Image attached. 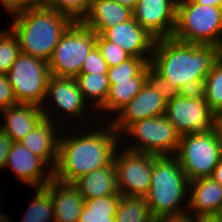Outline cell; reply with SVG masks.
I'll return each instance as SVG.
<instances>
[{
	"label": "cell",
	"mask_w": 222,
	"mask_h": 222,
	"mask_svg": "<svg viewBox=\"0 0 222 222\" xmlns=\"http://www.w3.org/2000/svg\"><path fill=\"white\" fill-rule=\"evenodd\" d=\"M100 127H97V131L94 129L95 132L87 131L78 137H59L58 160L53 169L54 179L74 183L81 176L113 162L122 136L110 123L108 128Z\"/></svg>",
	"instance_id": "cell-1"
},
{
	"label": "cell",
	"mask_w": 222,
	"mask_h": 222,
	"mask_svg": "<svg viewBox=\"0 0 222 222\" xmlns=\"http://www.w3.org/2000/svg\"><path fill=\"white\" fill-rule=\"evenodd\" d=\"M221 53L216 45L161 38L155 40L150 65L179 89L190 81L205 80Z\"/></svg>",
	"instance_id": "cell-2"
},
{
	"label": "cell",
	"mask_w": 222,
	"mask_h": 222,
	"mask_svg": "<svg viewBox=\"0 0 222 222\" xmlns=\"http://www.w3.org/2000/svg\"><path fill=\"white\" fill-rule=\"evenodd\" d=\"M9 27L20 52L48 61L61 36L74 22L69 16L37 4L13 16Z\"/></svg>",
	"instance_id": "cell-3"
},
{
	"label": "cell",
	"mask_w": 222,
	"mask_h": 222,
	"mask_svg": "<svg viewBox=\"0 0 222 222\" xmlns=\"http://www.w3.org/2000/svg\"><path fill=\"white\" fill-rule=\"evenodd\" d=\"M189 181L178 158L156 156L153 161L151 185L145 196L151 214L156 217H178L187 214L180 205L189 193ZM185 198V199H184Z\"/></svg>",
	"instance_id": "cell-4"
},
{
	"label": "cell",
	"mask_w": 222,
	"mask_h": 222,
	"mask_svg": "<svg viewBox=\"0 0 222 222\" xmlns=\"http://www.w3.org/2000/svg\"><path fill=\"white\" fill-rule=\"evenodd\" d=\"M172 38L184 43L222 48V8L177 1L176 26Z\"/></svg>",
	"instance_id": "cell-5"
},
{
	"label": "cell",
	"mask_w": 222,
	"mask_h": 222,
	"mask_svg": "<svg viewBox=\"0 0 222 222\" xmlns=\"http://www.w3.org/2000/svg\"><path fill=\"white\" fill-rule=\"evenodd\" d=\"M175 156L189 182L211 177L222 157V140L215 129L208 133L181 135Z\"/></svg>",
	"instance_id": "cell-6"
},
{
	"label": "cell",
	"mask_w": 222,
	"mask_h": 222,
	"mask_svg": "<svg viewBox=\"0 0 222 222\" xmlns=\"http://www.w3.org/2000/svg\"><path fill=\"white\" fill-rule=\"evenodd\" d=\"M95 45L96 33L80 21L73 22L47 61L50 75L75 78Z\"/></svg>",
	"instance_id": "cell-7"
},
{
	"label": "cell",
	"mask_w": 222,
	"mask_h": 222,
	"mask_svg": "<svg viewBox=\"0 0 222 222\" xmlns=\"http://www.w3.org/2000/svg\"><path fill=\"white\" fill-rule=\"evenodd\" d=\"M50 76L47 61L23 53L7 72L18 103L34 104L42 109Z\"/></svg>",
	"instance_id": "cell-8"
},
{
	"label": "cell",
	"mask_w": 222,
	"mask_h": 222,
	"mask_svg": "<svg viewBox=\"0 0 222 222\" xmlns=\"http://www.w3.org/2000/svg\"><path fill=\"white\" fill-rule=\"evenodd\" d=\"M123 132L132 135L134 141L138 139V143L126 149L155 156L176 155L181 136L165 115L136 121Z\"/></svg>",
	"instance_id": "cell-9"
},
{
	"label": "cell",
	"mask_w": 222,
	"mask_h": 222,
	"mask_svg": "<svg viewBox=\"0 0 222 222\" xmlns=\"http://www.w3.org/2000/svg\"><path fill=\"white\" fill-rule=\"evenodd\" d=\"M113 162L117 172L118 191L124 196L145 197L151 185L155 155L126 149L118 153Z\"/></svg>",
	"instance_id": "cell-10"
},
{
	"label": "cell",
	"mask_w": 222,
	"mask_h": 222,
	"mask_svg": "<svg viewBox=\"0 0 222 222\" xmlns=\"http://www.w3.org/2000/svg\"><path fill=\"white\" fill-rule=\"evenodd\" d=\"M165 116L180 135L208 133L214 129L215 113L205 99L175 97L167 103Z\"/></svg>",
	"instance_id": "cell-11"
},
{
	"label": "cell",
	"mask_w": 222,
	"mask_h": 222,
	"mask_svg": "<svg viewBox=\"0 0 222 222\" xmlns=\"http://www.w3.org/2000/svg\"><path fill=\"white\" fill-rule=\"evenodd\" d=\"M177 0H139L134 20L155 39L171 38L176 26Z\"/></svg>",
	"instance_id": "cell-12"
},
{
	"label": "cell",
	"mask_w": 222,
	"mask_h": 222,
	"mask_svg": "<svg viewBox=\"0 0 222 222\" xmlns=\"http://www.w3.org/2000/svg\"><path fill=\"white\" fill-rule=\"evenodd\" d=\"M166 105L167 102L161 95L146 82L141 91L116 114V119L110 123L119 135H123V131L136 121L165 115Z\"/></svg>",
	"instance_id": "cell-13"
},
{
	"label": "cell",
	"mask_w": 222,
	"mask_h": 222,
	"mask_svg": "<svg viewBox=\"0 0 222 222\" xmlns=\"http://www.w3.org/2000/svg\"><path fill=\"white\" fill-rule=\"evenodd\" d=\"M8 166L12 168L21 182L28 183L35 188L44 187L54 178L52 167L19 142H13L11 146L5 164V167ZM44 168H49L46 170L47 173Z\"/></svg>",
	"instance_id": "cell-14"
},
{
	"label": "cell",
	"mask_w": 222,
	"mask_h": 222,
	"mask_svg": "<svg viewBox=\"0 0 222 222\" xmlns=\"http://www.w3.org/2000/svg\"><path fill=\"white\" fill-rule=\"evenodd\" d=\"M101 35L118 45L131 57L143 58L150 63L156 39L134 18L105 29Z\"/></svg>",
	"instance_id": "cell-15"
},
{
	"label": "cell",
	"mask_w": 222,
	"mask_h": 222,
	"mask_svg": "<svg viewBox=\"0 0 222 222\" xmlns=\"http://www.w3.org/2000/svg\"><path fill=\"white\" fill-rule=\"evenodd\" d=\"M46 109V107L45 110L43 109L45 118L19 143L33 154L43 158L54 169L58 160L59 136L54 130L55 124H53V121L56 120L49 115L51 113L47 112Z\"/></svg>",
	"instance_id": "cell-16"
},
{
	"label": "cell",
	"mask_w": 222,
	"mask_h": 222,
	"mask_svg": "<svg viewBox=\"0 0 222 222\" xmlns=\"http://www.w3.org/2000/svg\"><path fill=\"white\" fill-rule=\"evenodd\" d=\"M45 187L51 193L55 222H77L85 200L73 183L52 179Z\"/></svg>",
	"instance_id": "cell-17"
},
{
	"label": "cell",
	"mask_w": 222,
	"mask_h": 222,
	"mask_svg": "<svg viewBox=\"0 0 222 222\" xmlns=\"http://www.w3.org/2000/svg\"><path fill=\"white\" fill-rule=\"evenodd\" d=\"M48 96H52L56 105L53 107L56 109H62L68 116L72 115V118L78 117L80 119L86 106V100H84L82 92L79 90L76 79L74 77H58L51 75L45 95V100ZM70 114V115H69Z\"/></svg>",
	"instance_id": "cell-18"
},
{
	"label": "cell",
	"mask_w": 222,
	"mask_h": 222,
	"mask_svg": "<svg viewBox=\"0 0 222 222\" xmlns=\"http://www.w3.org/2000/svg\"><path fill=\"white\" fill-rule=\"evenodd\" d=\"M132 18L133 10L116 0H91L87 14L80 22L96 34H101L105 29Z\"/></svg>",
	"instance_id": "cell-19"
},
{
	"label": "cell",
	"mask_w": 222,
	"mask_h": 222,
	"mask_svg": "<svg viewBox=\"0 0 222 222\" xmlns=\"http://www.w3.org/2000/svg\"><path fill=\"white\" fill-rule=\"evenodd\" d=\"M6 119L0 128L13 142L21 141L45 117L41 106L19 103L3 110Z\"/></svg>",
	"instance_id": "cell-20"
},
{
	"label": "cell",
	"mask_w": 222,
	"mask_h": 222,
	"mask_svg": "<svg viewBox=\"0 0 222 222\" xmlns=\"http://www.w3.org/2000/svg\"><path fill=\"white\" fill-rule=\"evenodd\" d=\"M190 198L187 206L193 209L192 216L217 214L222 206V185L216 182L212 177L197 178L189 182Z\"/></svg>",
	"instance_id": "cell-21"
},
{
	"label": "cell",
	"mask_w": 222,
	"mask_h": 222,
	"mask_svg": "<svg viewBox=\"0 0 222 222\" xmlns=\"http://www.w3.org/2000/svg\"><path fill=\"white\" fill-rule=\"evenodd\" d=\"M84 200L108 195H121L117 186V172L114 162L103 168L81 176L73 183Z\"/></svg>",
	"instance_id": "cell-22"
},
{
	"label": "cell",
	"mask_w": 222,
	"mask_h": 222,
	"mask_svg": "<svg viewBox=\"0 0 222 222\" xmlns=\"http://www.w3.org/2000/svg\"><path fill=\"white\" fill-rule=\"evenodd\" d=\"M146 82L147 66L136 77L131 78V81H115V84L110 86L108 97L99 112H119L141 91Z\"/></svg>",
	"instance_id": "cell-23"
},
{
	"label": "cell",
	"mask_w": 222,
	"mask_h": 222,
	"mask_svg": "<svg viewBox=\"0 0 222 222\" xmlns=\"http://www.w3.org/2000/svg\"><path fill=\"white\" fill-rule=\"evenodd\" d=\"M121 195H108L85 200L77 222H115Z\"/></svg>",
	"instance_id": "cell-24"
},
{
	"label": "cell",
	"mask_w": 222,
	"mask_h": 222,
	"mask_svg": "<svg viewBox=\"0 0 222 222\" xmlns=\"http://www.w3.org/2000/svg\"><path fill=\"white\" fill-rule=\"evenodd\" d=\"M75 79L84 100L88 101L90 98L91 102V99H94V107L100 109L105 104L110 90L107 73H79Z\"/></svg>",
	"instance_id": "cell-25"
},
{
	"label": "cell",
	"mask_w": 222,
	"mask_h": 222,
	"mask_svg": "<svg viewBox=\"0 0 222 222\" xmlns=\"http://www.w3.org/2000/svg\"><path fill=\"white\" fill-rule=\"evenodd\" d=\"M114 219L115 222H153L154 217L145 197L121 195Z\"/></svg>",
	"instance_id": "cell-26"
},
{
	"label": "cell",
	"mask_w": 222,
	"mask_h": 222,
	"mask_svg": "<svg viewBox=\"0 0 222 222\" xmlns=\"http://www.w3.org/2000/svg\"><path fill=\"white\" fill-rule=\"evenodd\" d=\"M35 197L24 215L22 222L54 221L53 202L50 191L44 186L36 188Z\"/></svg>",
	"instance_id": "cell-27"
},
{
	"label": "cell",
	"mask_w": 222,
	"mask_h": 222,
	"mask_svg": "<svg viewBox=\"0 0 222 222\" xmlns=\"http://www.w3.org/2000/svg\"><path fill=\"white\" fill-rule=\"evenodd\" d=\"M204 81L206 83L205 100L210 109L216 113L222 110V53Z\"/></svg>",
	"instance_id": "cell-28"
},
{
	"label": "cell",
	"mask_w": 222,
	"mask_h": 222,
	"mask_svg": "<svg viewBox=\"0 0 222 222\" xmlns=\"http://www.w3.org/2000/svg\"><path fill=\"white\" fill-rule=\"evenodd\" d=\"M148 64L143 58L130 56L120 64L108 67L109 85L115 84V81H131V78L136 77Z\"/></svg>",
	"instance_id": "cell-29"
},
{
	"label": "cell",
	"mask_w": 222,
	"mask_h": 222,
	"mask_svg": "<svg viewBox=\"0 0 222 222\" xmlns=\"http://www.w3.org/2000/svg\"><path fill=\"white\" fill-rule=\"evenodd\" d=\"M0 31V73L7 74L20 52L18 39L13 31Z\"/></svg>",
	"instance_id": "cell-30"
},
{
	"label": "cell",
	"mask_w": 222,
	"mask_h": 222,
	"mask_svg": "<svg viewBox=\"0 0 222 222\" xmlns=\"http://www.w3.org/2000/svg\"><path fill=\"white\" fill-rule=\"evenodd\" d=\"M91 0H45L42 4L69 16L74 22L81 21L87 14Z\"/></svg>",
	"instance_id": "cell-31"
},
{
	"label": "cell",
	"mask_w": 222,
	"mask_h": 222,
	"mask_svg": "<svg viewBox=\"0 0 222 222\" xmlns=\"http://www.w3.org/2000/svg\"><path fill=\"white\" fill-rule=\"evenodd\" d=\"M96 46L99 48L108 67L116 66L130 57L122 48L106 40L101 34H96Z\"/></svg>",
	"instance_id": "cell-32"
},
{
	"label": "cell",
	"mask_w": 222,
	"mask_h": 222,
	"mask_svg": "<svg viewBox=\"0 0 222 222\" xmlns=\"http://www.w3.org/2000/svg\"><path fill=\"white\" fill-rule=\"evenodd\" d=\"M147 82L161 95L168 103L179 96V89L171 85L167 79L160 75L150 63L147 65Z\"/></svg>",
	"instance_id": "cell-33"
},
{
	"label": "cell",
	"mask_w": 222,
	"mask_h": 222,
	"mask_svg": "<svg viewBox=\"0 0 222 222\" xmlns=\"http://www.w3.org/2000/svg\"><path fill=\"white\" fill-rule=\"evenodd\" d=\"M108 65L102 57L99 48L95 45L85 58L80 73L102 74L107 73Z\"/></svg>",
	"instance_id": "cell-34"
},
{
	"label": "cell",
	"mask_w": 222,
	"mask_h": 222,
	"mask_svg": "<svg viewBox=\"0 0 222 222\" xmlns=\"http://www.w3.org/2000/svg\"><path fill=\"white\" fill-rule=\"evenodd\" d=\"M19 104L7 74L0 73V111Z\"/></svg>",
	"instance_id": "cell-35"
},
{
	"label": "cell",
	"mask_w": 222,
	"mask_h": 222,
	"mask_svg": "<svg viewBox=\"0 0 222 222\" xmlns=\"http://www.w3.org/2000/svg\"><path fill=\"white\" fill-rule=\"evenodd\" d=\"M179 96L189 99L203 100L206 96V83L204 80L190 81L179 88Z\"/></svg>",
	"instance_id": "cell-36"
},
{
	"label": "cell",
	"mask_w": 222,
	"mask_h": 222,
	"mask_svg": "<svg viewBox=\"0 0 222 222\" xmlns=\"http://www.w3.org/2000/svg\"><path fill=\"white\" fill-rule=\"evenodd\" d=\"M0 2L3 8H5L8 13L12 14V16L29 7L37 5L34 0H0Z\"/></svg>",
	"instance_id": "cell-37"
},
{
	"label": "cell",
	"mask_w": 222,
	"mask_h": 222,
	"mask_svg": "<svg viewBox=\"0 0 222 222\" xmlns=\"http://www.w3.org/2000/svg\"><path fill=\"white\" fill-rule=\"evenodd\" d=\"M13 141L0 128V170L5 167L8 153L11 149Z\"/></svg>",
	"instance_id": "cell-38"
},
{
	"label": "cell",
	"mask_w": 222,
	"mask_h": 222,
	"mask_svg": "<svg viewBox=\"0 0 222 222\" xmlns=\"http://www.w3.org/2000/svg\"><path fill=\"white\" fill-rule=\"evenodd\" d=\"M190 222H221L216 214L189 216Z\"/></svg>",
	"instance_id": "cell-39"
},
{
	"label": "cell",
	"mask_w": 222,
	"mask_h": 222,
	"mask_svg": "<svg viewBox=\"0 0 222 222\" xmlns=\"http://www.w3.org/2000/svg\"><path fill=\"white\" fill-rule=\"evenodd\" d=\"M214 129L222 140V110L215 113Z\"/></svg>",
	"instance_id": "cell-40"
},
{
	"label": "cell",
	"mask_w": 222,
	"mask_h": 222,
	"mask_svg": "<svg viewBox=\"0 0 222 222\" xmlns=\"http://www.w3.org/2000/svg\"><path fill=\"white\" fill-rule=\"evenodd\" d=\"M211 177L218 183L222 185V157L219 160V163L214 168Z\"/></svg>",
	"instance_id": "cell-41"
},
{
	"label": "cell",
	"mask_w": 222,
	"mask_h": 222,
	"mask_svg": "<svg viewBox=\"0 0 222 222\" xmlns=\"http://www.w3.org/2000/svg\"><path fill=\"white\" fill-rule=\"evenodd\" d=\"M177 1H190V2H193V3L211 5V6H214V7L222 8V0H177Z\"/></svg>",
	"instance_id": "cell-42"
},
{
	"label": "cell",
	"mask_w": 222,
	"mask_h": 222,
	"mask_svg": "<svg viewBox=\"0 0 222 222\" xmlns=\"http://www.w3.org/2000/svg\"><path fill=\"white\" fill-rule=\"evenodd\" d=\"M118 3L124 5L125 7H128L132 10L136 7V4L139 0H116Z\"/></svg>",
	"instance_id": "cell-43"
},
{
	"label": "cell",
	"mask_w": 222,
	"mask_h": 222,
	"mask_svg": "<svg viewBox=\"0 0 222 222\" xmlns=\"http://www.w3.org/2000/svg\"><path fill=\"white\" fill-rule=\"evenodd\" d=\"M216 215L220 218V220L222 222V206L220 207V209Z\"/></svg>",
	"instance_id": "cell-44"
},
{
	"label": "cell",
	"mask_w": 222,
	"mask_h": 222,
	"mask_svg": "<svg viewBox=\"0 0 222 222\" xmlns=\"http://www.w3.org/2000/svg\"><path fill=\"white\" fill-rule=\"evenodd\" d=\"M37 4H42L45 0H34Z\"/></svg>",
	"instance_id": "cell-45"
}]
</instances>
